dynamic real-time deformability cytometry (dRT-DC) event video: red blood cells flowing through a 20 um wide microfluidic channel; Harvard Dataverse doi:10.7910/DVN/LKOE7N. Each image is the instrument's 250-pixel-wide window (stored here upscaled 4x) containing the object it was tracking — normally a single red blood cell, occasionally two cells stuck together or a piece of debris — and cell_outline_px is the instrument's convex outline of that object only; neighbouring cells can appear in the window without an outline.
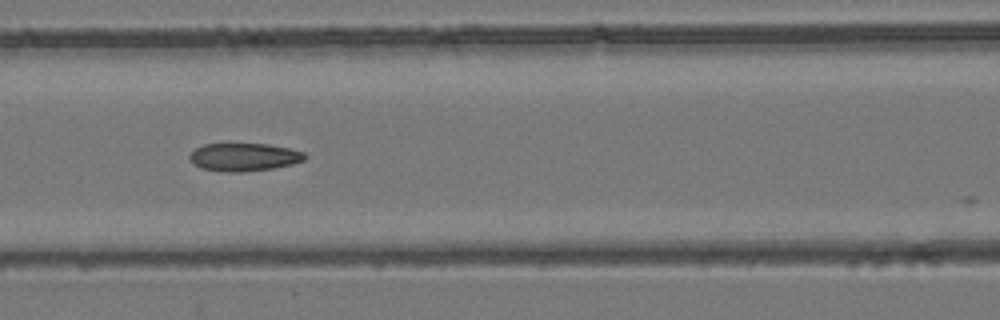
{"species": "common noctule bat (a hibernating species)", "species_latin": "Nyctalus noctula", "temperature_condition": "room temperature", "stored_images_in_passage": 5, "camera_frame_rate_fps": 3000, "um_per_image_px": 0.085, "animal": {"sex": "female", "body_mass_g": 24.6, "forearm_length_mm": 56.2}, "frame": {"image": 1, "passage_image": 3, "time_ms": 2.0, "image_size_px": [1000, 320], "cell_outline_px": [[308, 156], [304, 160], [292, 164], [272, 168], [244, 172], [228, 172], [200, 168], [192, 164], [188, 156], [196, 148], [204, 144], [268, 144], [288, 148], [304, 152]], "centroid_in_image_um": [20.73, 13.35], "position_along_channel_um": 145.9, "area_um2": 18.79}}
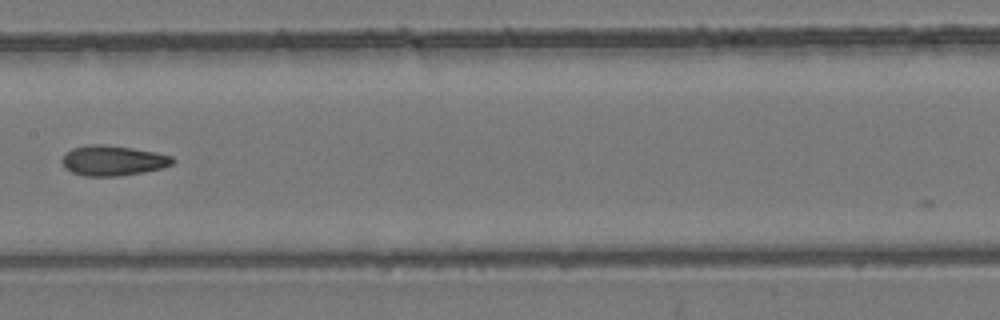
{"frame": {"image": 2, "passage_image": 4, "time_ms": 3.333, "image_size_px": [1000, 320], "cell_outline_px": [[176, 160], [172, 164], [164, 168], [144, 172], [120, 176], [84, 176], [72, 172], [64, 168], [60, 160], [72, 148], [88, 144], [100, 144], [132, 148], [156, 152], [172, 156]], "centroid_in_image_um": [9.61, 13.65], "position_along_channel_um": 197.8, "area_um2": 19.59}}
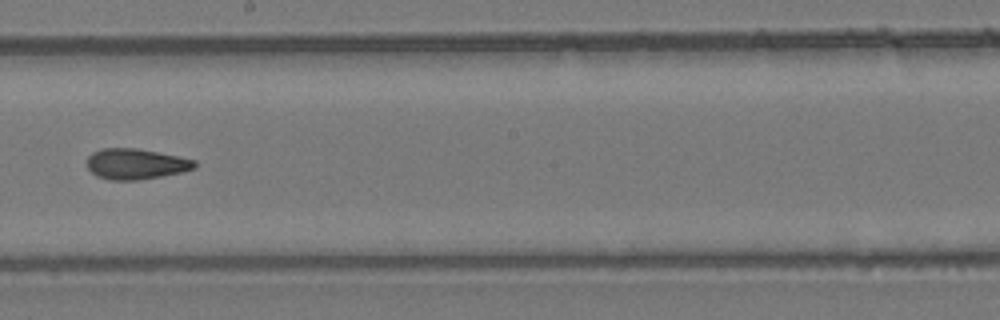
{"frame": {"image": 3, "passage_image": 5, "time_ms": 4.333, "image_size_px": [1000, 320], "cell_outline_px": [[196, 168], [180, 172], [160, 176], [136, 180], [112, 180], [96, 176], [88, 168], [88, 156], [92, 152], [104, 148], [136, 148], [196, 160]], "centroid_in_image_um": [11.53, 13.93], "position_along_channel_um": 236.7, "area_um2": 18.96}}